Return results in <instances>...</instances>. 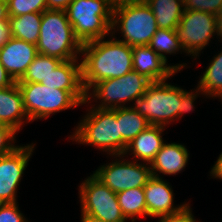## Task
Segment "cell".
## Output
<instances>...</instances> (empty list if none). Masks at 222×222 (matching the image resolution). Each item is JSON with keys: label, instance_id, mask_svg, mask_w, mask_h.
Masks as SVG:
<instances>
[{"label": "cell", "instance_id": "8fae6325", "mask_svg": "<svg viewBox=\"0 0 222 222\" xmlns=\"http://www.w3.org/2000/svg\"><path fill=\"white\" fill-rule=\"evenodd\" d=\"M143 164V165H142ZM93 175L115 193L143 188L152 177L150 164L118 160L100 166Z\"/></svg>", "mask_w": 222, "mask_h": 222}, {"label": "cell", "instance_id": "5b68a950", "mask_svg": "<svg viewBox=\"0 0 222 222\" xmlns=\"http://www.w3.org/2000/svg\"><path fill=\"white\" fill-rule=\"evenodd\" d=\"M113 7L107 0H73L68 5V20L81 44L111 34Z\"/></svg>", "mask_w": 222, "mask_h": 222}, {"label": "cell", "instance_id": "30bf717a", "mask_svg": "<svg viewBox=\"0 0 222 222\" xmlns=\"http://www.w3.org/2000/svg\"><path fill=\"white\" fill-rule=\"evenodd\" d=\"M177 33L183 52L199 57V53L209 44L216 34V15L203 12L184 10Z\"/></svg>", "mask_w": 222, "mask_h": 222}, {"label": "cell", "instance_id": "4dcf8cb0", "mask_svg": "<svg viewBox=\"0 0 222 222\" xmlns=\"http://www.w3.org/2000/svg\"><path fill=\"white\" fill-rule=\"evenodd\" d=\"M201 92L198 86L195 89V93L192 90L188 92L181 88V106L178 112V118H181L184 113H188L194 109V101Z\"/></svg>", "mask_w": 222, "mask_h": 222}, {"label": "cell", "instance_id": "603a6c76", "mask_svg": "<svg viewBox=\"0 0 222 222\" xmlns=\"http://www.w3.org/2000/svg\"><path fill=\"white\" fill-rule=\"evenodd\" d=\"M116 195L118 204L126 219H131V221L134 222L139 216H147V206L143 188L124 190L116 193Z\"/></svg>", "mask_w": 222, "mask_h": 222}, {"label": "cell", "instance_id": "d6986e66", "mask_svg": "<svg viewBox=\"0 0 222 222\" xmlns=\"http://www.w3.org/2000/svg\"><path fill=\"white\" fill-rule=\"evenodd\" d=\"M78 60L62 61L40 83L68 92H86L82 83V63Z\"/></svg>", "mask_w": 222, "mask_h": 222}, {"label": "cell", "instance_id": "4316f807", "mask_svg": "<svg viewBox=\"0 0 222 222\" xmlns=\"http://www.w3.org/2000/svg\"><path fill=\"white\" fill-rule=\"evenodd\" d=\"M9 17L27 13H42L47 10L46 0H7Z\"/></svg>", "mask_w": 222, "mask_h": 222}, {"label": "cell", "instance_id": "4fadbf2b", "mask_svg": "<svg viewBox=\"0 0 222 222\" xmlns=\"http://www.w3.org/2000/svg\"><path fill=\"white\" fill-rule=\"evenodd\" d=\"M133 70L145 76L151 82L167 81L174 73H178L184 64L167 65L148 45L132 47Z\"/></svg>", "mask_w": 222, "mask_h": 222}, {"label": "cell", "instance_id": "277c9868", "mask_svg": "<svg viewBox=\"0 0 222 222\" xmlns=\"http://www.w3.org/2000/svg\"><path fill=\"white\" fill-rule=\"evenodd\" d=\"M157 29L156 18L148 4L126 0L113 7L111 34L114 36L119 30L123 37L120 41L129 46L149 45Z\"/></svg>", "mask_w": 222, "mask_h": 222}, {"label": "cell", "instance_id": "7402d4cb", "mask_svg": "<svg viewBox=\"0 0 222 222\" xmlns=\"http://www.w3.org/2000/svg\"><path fill=\"white\" fill-rule=\"evenodd\" d=\"M42 13H27L17 17H9L8 23L12 37L37 44L40 34Z\"/></svg>", "mask_w": 222, "mask_h": 222}, {"label": "cell", "instance_id": "ffe728a7", "mask_svg": "<svg viewBox=\"0 0 222 222\" xmlns=\"http://www.w3.org/2000/svg\"><path fill=\"white\" fill-rule=\"evenodd\" d=\"M117 122L122 136V155L127 145L142 131L146 130L150 123L136 111L131 105L117 108Z\"/></svg>", "mask_w": 222, "mask_h": 222}, {"label": "cell", "instance_id": "5bb4252c", "mask_svg": "<svg viewBox=\"0 0 222 222\" xmlns=\"http://www.w3.org/2000/svg\"><path fill=\"white\" fill-rule=\"evenodd\" d=\"M38 55L35 44L12 37L0 48V62L14 81L20 80Z\"/></svg>", "mask_w": 222, "mask_h": 222}, {"label": "cell", "instance_id": "d4e9b609", "mask_svg": "<svg viewBox=\"0 0 222 222\" xmlns=\"http://www.w3.org/2000/svg\"><path fill=\"white\" fill-rule=\"evenodd\" d=\"M62 60L38 54L28 66L23 77L17 83H40L47 75L55 70Z\"/></svg>", "mask_w": 222, "mask_h": 222}, {"label": "cell", "instance_id": "6da1fadb", "mask_svg": "<svg viewBox=\"0 0 222 222\" xmlns=\"http://www.w3.org/2000/svg\"><path fill=\"white\" fill-rule=\"evenodd\" d=\"M112 38L82 44V83L87 92L98 82L124 76L133 70L132 46Z\"/></svg>", "mask_w": 222, "mask_h": 222}, {"label": "cell", "instance_id": "e575fe53", "mask_svg": "<svg viewBox=\"0 0 222 222\" xmlns=\"http://www.w3.org/2000/svg\"><path fill=\"white\" fill-rule=\"evenodd\" d=\"M15 81L11 78V76L7 73L6 69L3 67L0 62V89L11 86Z\"/></svg>", "mask_w": 222, "mask_h": 222}, {"label": "cell", "instance_id": "e0dca14e", "mask_svg": "<svg viewBox=\"0 0 222 222\" xmlns=\"http://www.w3.org/2000/svg\"><path fill=\"white\" fill-rule=\"evenodd\" d=\"M188 160L189 153L184 144L164 142L150 164L152 176L161 178L160 173L176 175L186 167Z\"/></svg>", "mask_w": 222, "mask_h": 222}, {"label": "cell", "instance_id": "44dd1931", "mask_svg": "<svg viewBox=\"0 0 222 222\" xmlns=\"http://www.w3.org/2000/svg\"><path fill=\"white\" fill-rule=\"evenodd\" d=\"M159 29L176 30L183 15V0H153L148 3Z\"/></svg>", "mask_w": 222, "mask_h": 222}, {"label": "cell", "instance_id": "1f68e13d", "mask_svg": "<svg viewBox=\"0 0 222 222\" xmlns=\"http://www.w3.org/2000/svg\"><path fill=\"white\" fill-rule=\"evenodd\" d=\"M189 205L187 203L184 208L176 213L158 217L160 219L159 222H197L194 219V215H192V209Z\"/></svg>", "mask_w": 222, "mask_h": 222}, {"label": "cell", "instance_id": "f546056e", "mask_svg": "<svg viewBox=\"0 0 222 222\" xmlns=\"http://www.w3.org/2000/svg\"><path fill=\"white\" fill-rule=\"evenodd\" d=\"M17 203L0 204V222H28Z\"/></svg>", "mask_w": 222, "mask_h": 222}, {"label": "cell", "instance_id": "8d00e7d4", "mask_svg": "<svg viewBox=\"0 0 222 222\" xmlns=\"http://www.w3.org/2000/svg\"><path fill=\"white\" fill-rule=\"evenodd\" d=\"M7 0H0V21H8Z\"/></svg>", "mask_w": 222, "mask_h": 222}, {"label": "cell", "instance_id": "484cf974", "mask_svg": "<svg viewBox=\"0 0 222 222\" xmlns=\"http://www.w3.org/2000/svg\"><path fill=\"white\" fill-rule=\"evenodd\" d=\"M164 61L167 62L165 54L178 53L183 48L180 45L177 30L157 29L149 45Z\"/></svg>", "mask_w": 222, "mask_h": 222}, {"label": "cell", "instance_id": "8992f818", "mask_svg": "<svg viewBox=\"0 0 222 222\" xmlns=\"http://www.w3.org/2000/svg\"><path fill=\"white\" fill-rule=\"evenodd\" d=\"M30 121L47 118L50 114L71 109L86 101V92H68L41 83H17Z\"/></svg>", "mask_w": 222, "mask_h": 222}, {"label": "cell", "instance_id": "7a4b0ae2", "mask_svg": "<svg viewBox=\"0 0 222 222\" xmlns=\"http://www.w3.org/2000/svg\"><path fill=\"white\" fill-rule=\"evenodd\" d=\"M36 46L38 54L62 61L78 60L82 51V44L75 37L67 13L62 10L47 9L42 12L40 34Z\"/></svg>", "mask_w": 222, "mask_h": 222}, {"label": "cell", "instance_id": "d590c367", "mask_svg": "<svg viewBox=\"0 0 222 222\" xmlns=\"http://www.w3.org/2000/svg\"><path fill=\"white\" fill-rule=\"evenodd\" d=\"M211 176L214 178H219L222 180V152L215 162L214 166L211 168Z\"/></svg>", "mask_w": 222, "mask_h": 222}, {"label": "cell", "instance_id": "cb8c5ba5", "mask_svg": "<svg viewBox=\"0 0 222 222\" xmlns=\"http://www.w3.org/2000/svg\"><path fill=\"white\" fill-rule=\"evenodd\" d=\"M214 56L203 75L200 76L198 87L203 95L222 99V51Z\"/></svg>", "mask_w": 222, "mask_h": 222}, {"label": "cell", "instance_id": "60d3db41", "mask_svg": "<svg viewBox=\"0 0 222 222\" xmlns=\"http://www.w3.org/2000/svg\"><path fill=\"white\" fill-rule=\"evenodd\" d=\"M138 3H142V4H148L149 2L153 1V0H134Z\"/></svg>", "mask_w": 222, "mask_h": 222}, {"label": "cell", "instance_id": "f35d334b", "mask_svg": "<svg viewBox=\"0 0 222 222\" xmlns=\"http://www.w3.org/2000/svg\"><path fill=\"white\" fill-rule=\"evenodd\" d=\"M81 219H82L81 222H106V221H103L102 219L93 217L91 215L83 214V213H81Z\"/></svg>", "mask_w": 222, "mask_h": 222}, {"label": "cell", "instance_id": "52a82bcc", "mask_svg": "<svg viewBox=\"0 0 222 222\" xmlns=\"http://www.w3.org/2000/svg\"><path fill=\"white\" fill-rule=\"evenodd\" d=\"M133 104L132 107L144 116L150 125L166 127L178 118L181 88L166 81L152 82L146 93Z\"/></svg>", "mask_w": 222, "mask_h": 222}, {"label": "cell", "instance_id": "f1b7e54d", "mask_svg": "<svg viewBox=\"0 0 222 222\" xmlns=\"http://www.w3.org/2000/svg\"><path fill=\"white\" fill-rule=\"evenodd\" d=\"M16 133L17 132L12 128L0 124V157L10 154L17 147H19V145L18 146L14 145L15 143L14 140L16 139L15 137Z\"/></svg>", "mask_w": 222, "mask_h": 222}, {"label": "cell", "instance_id": "2e32d148", "mask_svg": "<svg viewBox=\"0 0 222 222\" xmlns=\"http://www.w3.org/2000/svg\"><path fill=\"white\" fill-rule=\"evenodd\" d=\"M24 119L30 122L24 109L21 90L15 81L11 86L0 89V124L19 132Z\"/></svg>", "mask_w": 222, "mask_h": 222}, {"label": "cell", "instance_id": "83f0119b", "mask_svg": "<svg viewBox=\"0 0 222 222\" xmlns=\"http://www.w3.org/2000/svg\"><path fill=\"white\" fill-rule=\"evenodd\" d=\"M184 10L203 11L217 15L222 10V0H183Z\"/></svg>", "mask_w": 222, "mask_h": 222}, {"label": "cell", "instance_id": "d6a6232c", "mask_svg": "<svg viewBox=\"0 0 222 222\" xmlns=\"http://www.w3.org/2000/svg\"><path fill=\"white\" fill-rule=\"evenodd\" d=\"M11 38L12 33L8 21H0V48H2Z\"/></svg>", "mask_w": 222, "mask_h": 222}, {"label": "cell", "instance_id": "3957f363", "mask_svg": "<svg viewBox=\"0 0 222 222\" xmlns=\"http://www.w3.org/2000/svg\"><path fill=\"white\" fill-rule=\"evenodd\" d=\"M88 112L80 120L75 132L70 135V139L80 144H89L103 149L102 151H107L110 156L122 159V136L117 122V108L100 109L94 105Z\"/></svg>", "mask_w": 222, "mask_h": 222}, {"label": "cell", "instance_id": "7c38bea8", "mask_svg": "<svg viewBox=\"0 0 222 222\" xmlns=\"http://www.w3.org/2000/svg\"><path fill=\"white\" fill-rule=\"evenodd\" d=\"M35 144L17 147L0 157V204L17 202V187L28 165Z\"/></svg>", "mask_w": 222, "mask_h": 222}, {"label": "cell", "instance_id": "ab89813d", "mask_svg": "<svg viewBox=\"0 0 222 222\" xmlns=\"http://www.w3.org/2000/svg\"><path fill=\"white\" fill-rule=\"evenodd\" d=\"M110 4H112L113 6L119 5L122 2H125L126 0H107Z\"/></svg>", "mask_w": 222, "mask_h": 222}, {"label": "cell", "instance_id": "74e56055", "mask_svg": "<svg viewBox=\"0 0 222 222\" xmlns=\"http://www.w3.org/2000/svg\"><path fill=\"white\" fill-rule=\"evenodd\" d=\"M216 34L222 40V10L216 15Z\"/></svg>", "mask_w": 222, "mask_h": 222}, {"label": "cell", "instance_id": "ac0fdd59", "mask_svg": "<svg viewBox=\"0 0 222 222\" xmlns=\"http://www.w3.org/2000/svg\"><path fill=\"white\" fill-rule=\"evenodd\" d=\"M164 129V126L150 125L127 145L122 158L131 151L130 154H133L135 161L143 160L142 162L151 164L164 144L162 138Z\"/></svg>", "mask_w": 222, "mask_h": 222}, {"label": "cell", "instance_id": "ba28073f", "mask_svg": "<svg viewBox=\"0 0 222 222\" xmlns=\"http://www.w3.org/2000/svg\"><path fill=\"white\" fill-rule=\"evenodd\" d=\"M152 82L145 76L132 70L124 76L102 80L96 83L91 92L86 93V101L89 103L91 98L100 99L101 102L96 106L100 109H116L125 107L126 102L137 101L142 97Z\"/></svg>", "mask_w": 222, "mask_h": 222}, {"label": "cell", "instance_id": "9c48e42d", "mask_svg": "<svg viewBox=\"0 0 222 222\" xmlns=\"http://www.w3.org/2000/svg\"><path fill=\"white\" fill-rule=\"evenodd\" d=\"M81 213L91 215L106 222H126L114 191L103 184L93 174L79 187Z\"/></svg>", "mask_w": 222, "mask_h": 222}, {"label": "cell", "instance_id": "9a60e30c", "mask_svg": "<svg viewBox=\"0 0 222 222\" xmlns=\"http://www.w3.org/2000/svg\"><path fill=\"white\" fill-rule=\"evenodd\" d=\"M168 182L152 176L143 187L147 206V216L161 217L180 211L187 204L174 206V194Z\"/></svg>", "mask_w": 222, "mask_h": 222}, {"label": "cell", "instance_id": "836d02e7", "mask_svg": "<svg viewBox=\"0 0 222 222\" xmlns=\"http://www.w3.org/2000/svg\"><path fill=\"white\" fill-rule=\"evenodd\" d=\"M46 1H47V9L66 11L68 5L73 0H46Z\"/></svg>", "mask_w": 222, "mask_h": 222}]
</instances>
